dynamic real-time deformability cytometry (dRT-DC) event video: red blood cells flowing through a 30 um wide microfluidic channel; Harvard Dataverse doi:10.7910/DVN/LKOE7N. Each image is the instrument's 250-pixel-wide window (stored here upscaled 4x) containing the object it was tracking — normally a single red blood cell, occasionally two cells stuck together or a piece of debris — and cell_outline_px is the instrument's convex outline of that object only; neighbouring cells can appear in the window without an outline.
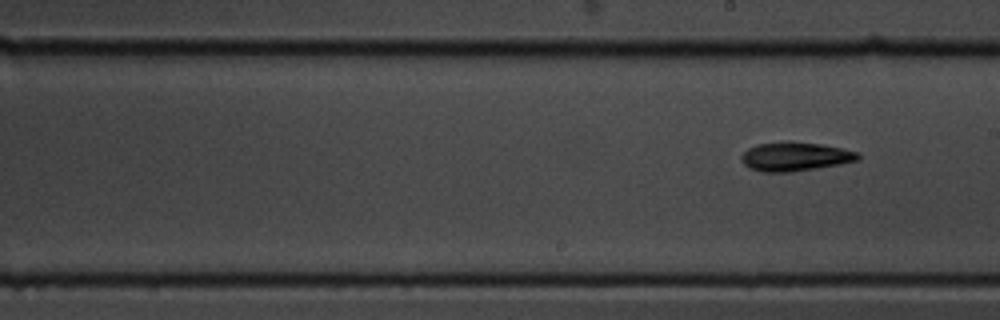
{"species": "common noctule bat (a hibernating species)", "species_latin": "Nyctalus noctula", "temperature_condition": "cold", "stored_images_in_passage": 10, "segment_of_instrument_passage": [2, 2], "camera_frame_rate_fps": 3000, "um_per_image_px": 0.085, "animal": {"sex": "male", "body_mass_g": 19.5, "forearm_length_mm": 54.6}, "frame": {"image": 1, "passage_image": 10, "time_ms": 3.0, "image_size_px": [1000, 320], "cell_outline_px": [[860, 160], [840, 164], [792, 172], [760, 172], [748, 168], [740, 160], [740, 156], [748, 148], [756, 144], [820, 144], [860, 152]], "centroid_in_image_um": [67.58, 13.36], "position_along_channel_um": 221.4, "area_um2": 19.07}}